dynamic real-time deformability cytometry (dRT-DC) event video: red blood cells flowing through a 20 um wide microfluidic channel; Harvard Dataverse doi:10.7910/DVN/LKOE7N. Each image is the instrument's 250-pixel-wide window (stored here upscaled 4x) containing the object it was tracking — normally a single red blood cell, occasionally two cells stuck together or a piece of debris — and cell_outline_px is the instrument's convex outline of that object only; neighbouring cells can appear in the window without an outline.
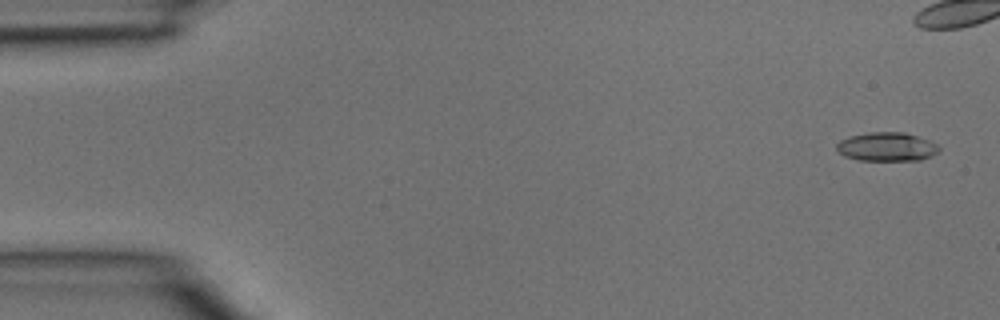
{"species": "common noctule bat (a hibernating species)", "species_latin": "Nyctalus noctula", "temperature_condition": "room temperature", "stored_images_in_passage": 2, "camera_frame_rate_fps": 3000, "um_per_image_px": 0.085, "animal": {"sex": "male", "body_mass_g": 15.6}, "frame": {"image": 1, "passage_image": 1, "time_ms": 0.0, "image_size_px": [1000, 320], "cell_outline_px": [[940, 152], [932, 156], [920, 160], [860, 160], [844, 156], [836, 148], [836, 144], [840, 140], [848, 136], [868, 132], [904, 132], [920, 136], [936, 144], [940, 148]], "centroid_in_image_um": [75.39, 12.47], "position_along_channel_um": 9.6, "area_um2": 17.34}}